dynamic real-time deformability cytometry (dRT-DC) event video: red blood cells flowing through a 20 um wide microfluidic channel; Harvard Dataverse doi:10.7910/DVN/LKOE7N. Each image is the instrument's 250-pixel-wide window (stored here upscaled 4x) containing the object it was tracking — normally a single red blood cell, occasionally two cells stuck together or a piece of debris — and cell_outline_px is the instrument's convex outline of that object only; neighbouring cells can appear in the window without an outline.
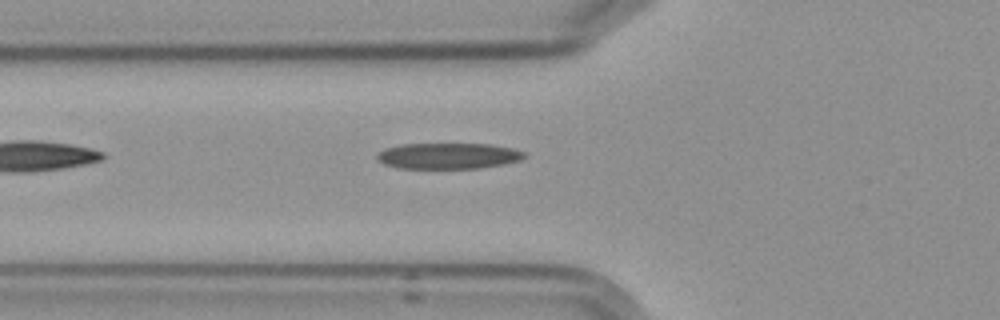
{"species": "Egyptian fruit bat (a non-hibernating species)", "species_latin": "Rousettus aegyptiacus", "temperature_condition": "cold", "stored_images_in_passage": 2, "camera_frame_rate_fps": 3000, "um_per_image_px": 0.085, "frame": {"image": 1, "passage_image": 2, "time_ms": 1.333, "image_size_px": [1000, 320], "cell_outline_px": [[524, 156], [520, 160], [504, 164], [480, 168], [400, 168], [384, 164], [376, 156], [384, 148], [404, 144], [492, 144], [512, 148], [524, 152]], "centroid_in_image_um": [38.11, 13.25], "position_along_channel_um": 87.7, "area_um2": 22.08}}